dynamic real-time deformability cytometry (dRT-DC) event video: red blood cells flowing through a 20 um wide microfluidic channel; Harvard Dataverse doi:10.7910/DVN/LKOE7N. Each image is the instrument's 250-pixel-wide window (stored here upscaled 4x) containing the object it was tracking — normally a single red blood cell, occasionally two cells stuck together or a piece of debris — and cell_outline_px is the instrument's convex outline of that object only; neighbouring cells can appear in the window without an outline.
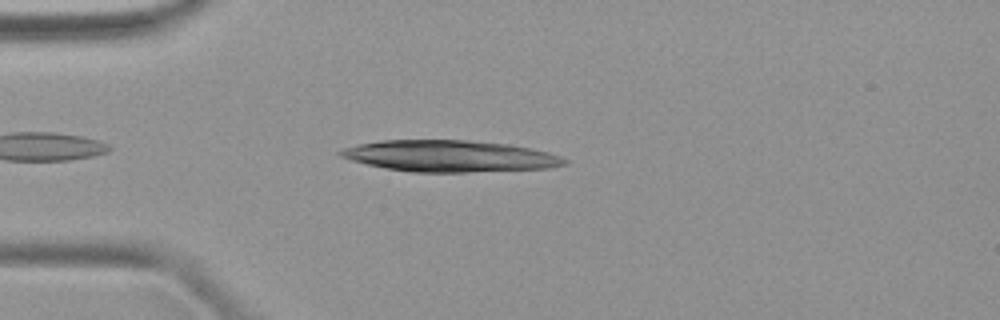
{"species": "common noctule bat (a hibernating species)", "species_latin": "Nyctalus noctula", "temperature_condition": "warm", "stored_images_in_passage": 36, "camera_frame_rate_fps": 3000, "um_per_image_px": 0.085, "animal": {"sex": "female", "body_mass_g": 19.9}, "frame": {"image": 1, "passage_image": 4, "time_ms": 1.0, "image_size_px": [1000, 320], "cell_outline_px": [[568, 160], [564, 164], [544, 168], [468, 172], [412, 172], [384, 168], [352, 160], [340, 156], [336, 152], [344, 148], [356, 144], [380, 140], [464, 140], [508, 144], [548, 152], [560, 156]], "centroid_in_image_um": [38.16, 13.26], "position_along_channel_um": 46.8, "area_um2": 40.75}}